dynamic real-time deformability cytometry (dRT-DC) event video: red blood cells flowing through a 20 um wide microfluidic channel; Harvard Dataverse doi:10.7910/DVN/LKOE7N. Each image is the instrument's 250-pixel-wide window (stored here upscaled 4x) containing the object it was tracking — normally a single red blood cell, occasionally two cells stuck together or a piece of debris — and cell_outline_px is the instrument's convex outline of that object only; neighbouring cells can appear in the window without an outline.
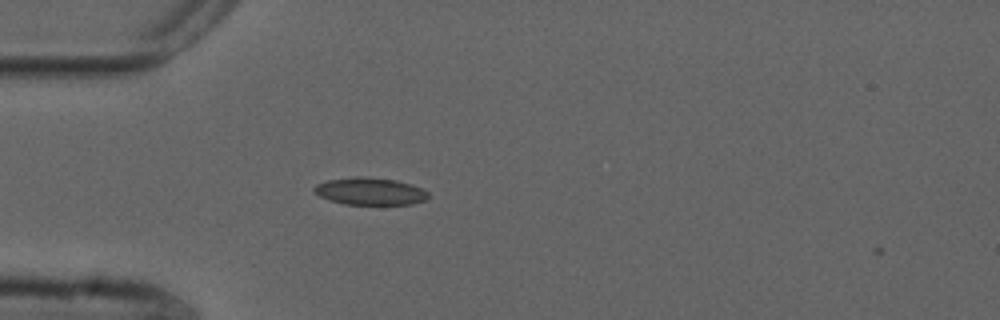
{"species": "common noctule bat (a hibernating species)", "species_latin": "Nyctalus noctula", "temperature_condition": "cold", "stored_images_in_passage": 2, "camera_frame_rate_fps": 3000, "um_per_image_px": 0.085, "animal": {"sex": "male", "forearm_length_mm": 52.5}, "frame": {"image": 1, "passage_image": 1, "time_ms": 0.0, "image_size_px": [1000, 320], "cell_outline_px": [[428, 200], [412, 204], [344, 204], [328, 200], [312, 192], [312, 188], [316, 184], [328, 180], [356, 176], [360, 176], [396, 180], [412, 184], [428, 192]], "centroid_in_image_um": [31.43, 16.26], "position_along_channel_um": 53.6, "area_um2": 18.26}}